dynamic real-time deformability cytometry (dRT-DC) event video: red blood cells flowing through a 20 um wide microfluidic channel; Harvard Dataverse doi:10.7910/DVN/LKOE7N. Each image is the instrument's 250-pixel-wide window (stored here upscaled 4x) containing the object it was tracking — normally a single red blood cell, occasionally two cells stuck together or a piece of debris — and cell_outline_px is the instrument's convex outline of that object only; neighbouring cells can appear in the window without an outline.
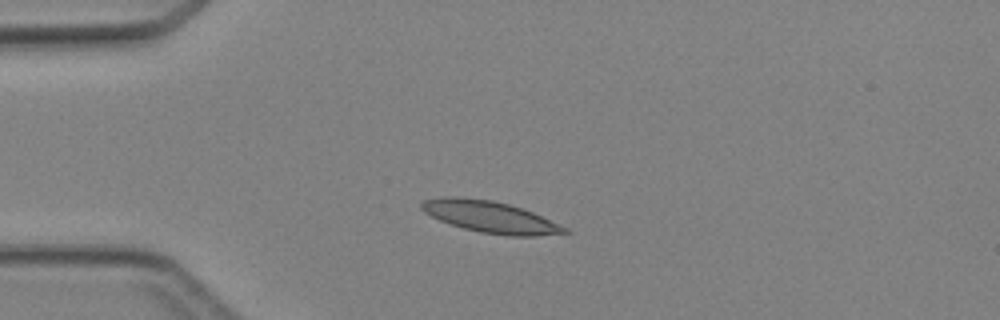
{"species": "Egyptian fruit bat (a non-hibernating species)", "species_latin": "Rousettus aegyptiacus", "temperature_condition": "cold", "stored_images_in_passage": 2, "camera_frame_rate_fps": 3000, "um_per_image_px": 0.085, "animal": {"sex": "female"}, "frame": {"image": 1, "passage_image": 2, "time_ms": 1.0, "image_size_px": [1000, 320], "cell_outline_px": [[572, 232], [536, 236], [508, 236], [480, 232], [464, 228], [440, 220], [424, 212], [420, 208], [420, 204], [424, 200], [440, 196], [456, 196], [492, 200], [508, 204], [532, 212], [568, 228]], "centroid_in_image_um": [41.65, 18.43], "position_along_channel_um": 43.3, "area_um2": 26.24}}